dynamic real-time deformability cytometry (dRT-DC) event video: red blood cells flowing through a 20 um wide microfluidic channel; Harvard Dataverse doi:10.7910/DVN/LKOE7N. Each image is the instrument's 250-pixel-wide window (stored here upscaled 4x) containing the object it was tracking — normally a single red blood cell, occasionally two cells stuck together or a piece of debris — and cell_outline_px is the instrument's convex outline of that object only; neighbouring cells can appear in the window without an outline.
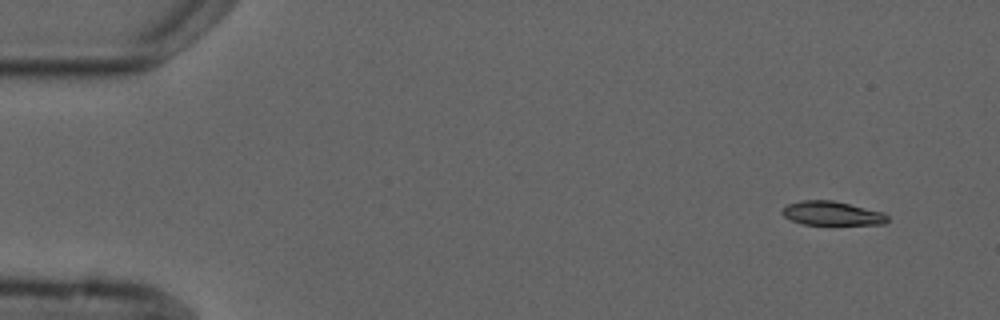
{"species": "common noctule bat (a hibernating species)", "species_latin": "Nyctalus noctula", "temperature_condition": "cold", "stored_images_in_passage": 4, "camera_frame_rate_fps": 3000, "um_per_image_px": 0.085, "animal": {"sex": "male", "forearm_length_mm": 52.5}, "frame": {"image": 1, "passage_image": 1, "time_ms": 0.0, "image_size_px": [1000, 320], "cell_outline_px": [[888, 220], [884, 224], [804, 224], [792, 220], [784, 216], [780, 212], [788, 204], [800, 200], [832, 200], [884, 212], [888, 216]], "centroid_in_image_um": [70.72, 18.12], "position_along_channel_um": 14.3, "area_um2": 14.57}}
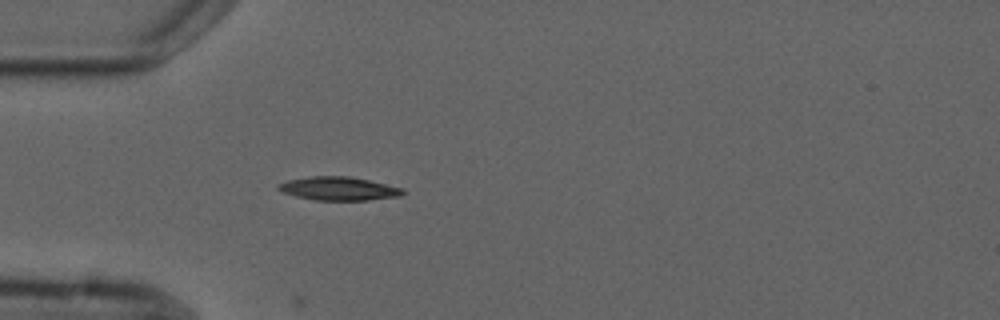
{"frame": {"image": 2, "passage_image": 4, "time_ms": 4.0, "image_size_px": [1000, 320], "cell_outline_px": [[404, 192], [400, 196], [368, 200], [316, 200], [296, 196], [284, 192], [276, 188], [276, 184], [288, 180], [312, 176], [348, 176], [368, 180], [404, 188]], "centroid_in_image_um": [28.78, 16.03], "position_along_channel_um": 56.2, "area_um2": 16.94}}